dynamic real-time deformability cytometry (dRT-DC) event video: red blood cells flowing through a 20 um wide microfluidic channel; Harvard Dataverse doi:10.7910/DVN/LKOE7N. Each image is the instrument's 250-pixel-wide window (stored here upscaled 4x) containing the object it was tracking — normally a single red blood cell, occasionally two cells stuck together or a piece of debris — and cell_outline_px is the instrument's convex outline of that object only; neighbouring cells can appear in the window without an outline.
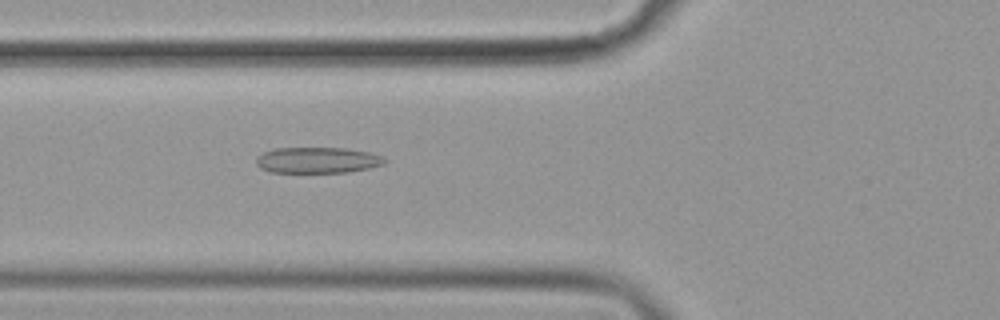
{"species": "common noctule bat (a hibernating species)", "species_latin": "Nyctalus noctula", "temperature_condition": "cold", "stored_images_in_passage": 56, "camera_frame_rate_fps": 3000, "um_per_image_px": 0.085, "animal": {"sex": "female", "body_mass_g": 19.9}, "frame": {"image": 1, "passage_image": 21, "time_ms": 6.667, "image_size_px": [1000, 320], "cell_outline_px": [[388, 160], [384, 164], [368, 168], [348, 172], [272, 172], [260, 168], [256, 164], [256, 156], [272, 148], [348, 148], [368, 152], [380, 156]], "centroid_in_image_um": [26.96, 13.61], "position_along_channel_um": 98.8, "area_um2": 19.42}}
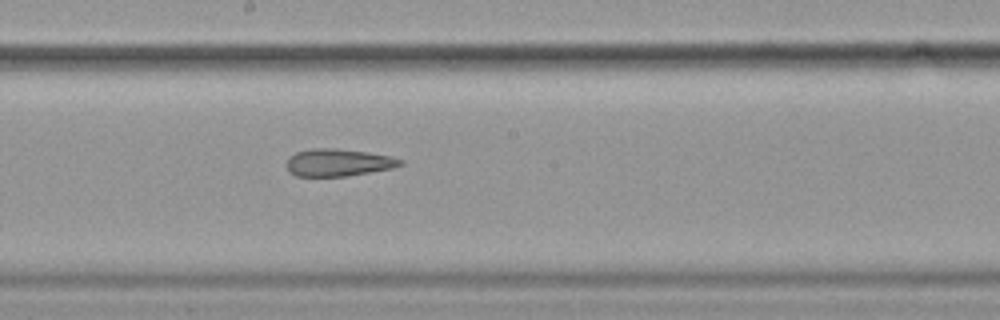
{"frame": {"image": 2, "passage_image": 31, "time_ms": 10.0, "image_size_px": [1000, 320], "cell_outline_px": [[404, 164], [392, 168], [348, 176], [296, 176], [288, 172], [284, 164], [288, 156], [296, 152], [312, 148], [336, 148], [392, 156], [404, 160]], "centroid_in_image_um": [28.7, 13.81], "position_along_channel_um": 219.5, "area_um2": 18.38}}
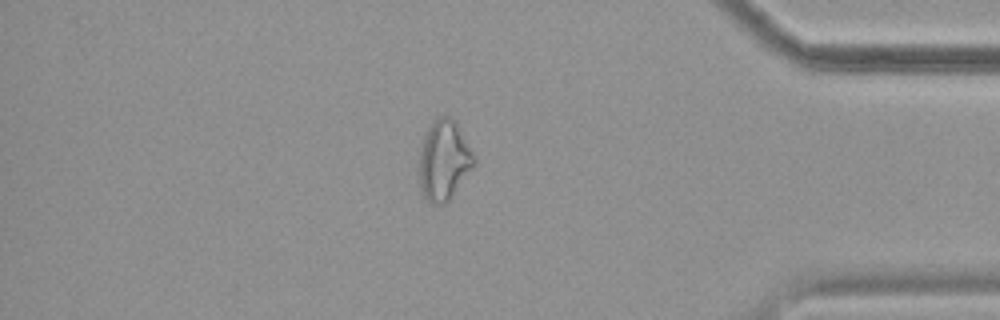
{"frame": {"image": 3, "passage_image": 48, "time_ms": 15.667, "image_size_px": [1000, 320], "cell_outline_px": [[476, 164], [448, 200], [444, 204], [432, 204], [424, 196], [420, 184], [420, 144], [428, 124], [432, 120], [440, 116], [448, 116], [456, 124], [472, 152], [476, 160]], "centroid_in_image_um": [37.71, 13.61], "position_along_channel_um": 397.5, "area_um2": 25.2}, "authors_computed_cell_mechanics": {"area_um2": 22.0796, "velocity_mm_per_s": 3.6194, "shape_relaxation_time_tau1_ms": null, "shape_relaxation_time_tau2_ms": 2.4372, "deformation_change_tau1": null, "deformation_change_tau2": 0.1202}}